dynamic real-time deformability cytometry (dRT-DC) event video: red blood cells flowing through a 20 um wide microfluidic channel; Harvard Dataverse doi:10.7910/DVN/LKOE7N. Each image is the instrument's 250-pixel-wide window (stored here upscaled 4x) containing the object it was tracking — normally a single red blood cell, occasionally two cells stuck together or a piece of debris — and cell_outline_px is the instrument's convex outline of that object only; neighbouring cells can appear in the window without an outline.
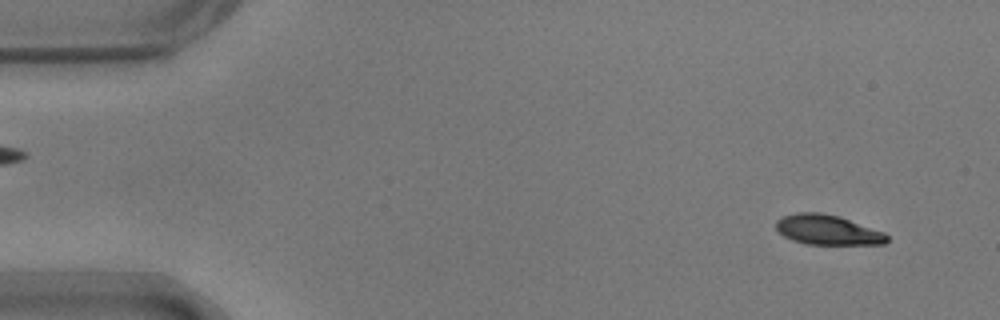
{"species": "common noctule bat (a hibernating species)", "species_latin": "Nyctalus noctula", "temperature_condition": "warm", "stored_images_in_passage": 54, "camera_frame_rate_fps": 3000, "um_per_image_px": 0.085, "animal": {"sex": "male", "body_mass_g": 17.9}, "frame": {"image": 1, "passage_image": 3, "time_ms": 0.667, "image_size_px": [1000, 320], "cell_outline_px": [[888, 240], [884, 244], [808, 244], [792, 240], [784, 236], [776, 228], [776, 220], [784, 216], [796, 212], [820, 212], [840, 216], [884, 232], [888, 236]], "centroid_in_image_um": [70.34, 19.53], "position_along_channel_um": 14.7, "area_um2": 19.31}}
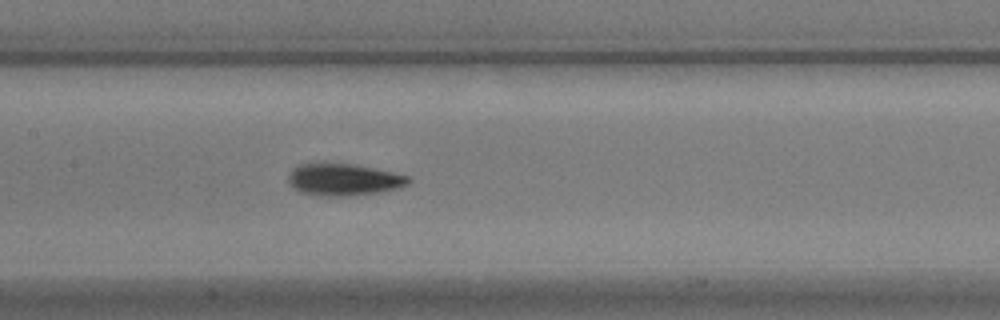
{"frame": {"image": 2, "passage_image": 25, "time_ms": 8.0, "image_size_px": [1000, 320], "cell_outline_px": [[412, 180], [408, 184], [396, 188], [380, 192], [348, 196], [320, 196], [300, 192], [288, 180], [288, 176], [292, 168], [300, 164], [320, 160], [352, 164], [392, 172], [408, 176]], "centroid_in_image_um": [29.16, 15.23], "position_along_channel_um": 178.2, "area_um2": 22.77}}
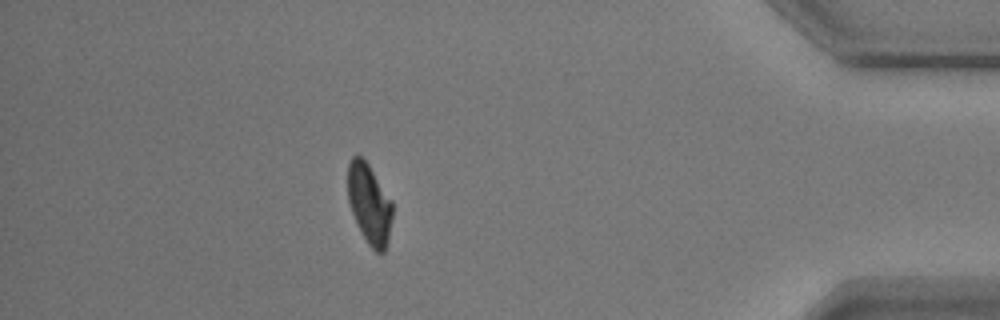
{"frame": {"image": 3, "passage_image": 47, "time_ms": 15.333, "image_size_px": [1000, 320], "cell_outline_px": [[392, 216], [388, 240], [384, 252], [376, 252], [368, 244], [360, 232], [352, 212], [348, 200], [348, 164], [352, 156], [360, 156], [368, 164], [392, 200]], "centroid_in_image_um": [31.39, 17.34], "position_along_channel_um": 403.8, "area_um2": 20.69}, "authors_computed_cell_mechanics": {"area_um2": 21.3282, "velocity_mm_per_s": 3.6984, "shape_relaxation_time_tau1_ms": 3.5636, "shape_relaxation_time_tau2_ms": 2.0382, "deformation_change_tau1": 0.1495, "deformation_change_tau2": 0.0625}}